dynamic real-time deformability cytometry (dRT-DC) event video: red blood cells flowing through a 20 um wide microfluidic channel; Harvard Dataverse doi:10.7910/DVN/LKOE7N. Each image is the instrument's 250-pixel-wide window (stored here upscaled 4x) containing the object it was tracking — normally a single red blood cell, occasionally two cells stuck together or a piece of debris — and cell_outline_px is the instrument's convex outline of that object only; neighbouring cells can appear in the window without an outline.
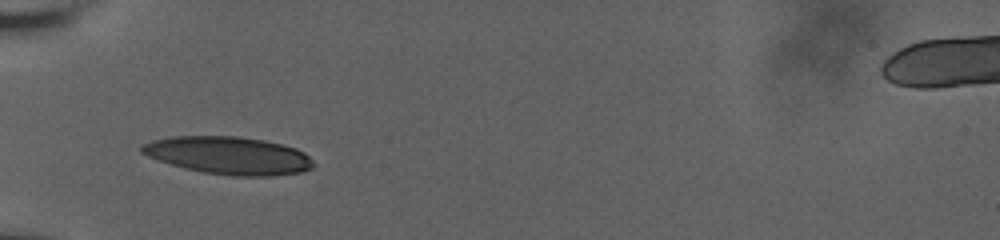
{"species": "human", "species_latin": "Homo sapiens", "temperature_condition": "room temperature", "stored_images_in_passage": 5, "camera_frame_rate_fps": 3000, "um_per_image_px": 0.085, "donor": {"sex": "male"}, "frame": {"image": 1, "passage_image": 4, "time_ms": 3.0, "image_size_px": [1000, 240], "cell_outline_px": [[316, 164], [312, 168], [300, 172], [272, 176], [232, 176], [204, 172], [184, 168], [148, 156], [140, 152], [140, 148], [144, 144], [152, 140], [172, 136], [236, 136], [264, 140], [296, 148], [304, 152]], "centroid_in_image_um": [19.45, 13.21], "position_along_channel_um": 65.5, "area_um2": 37.57}}
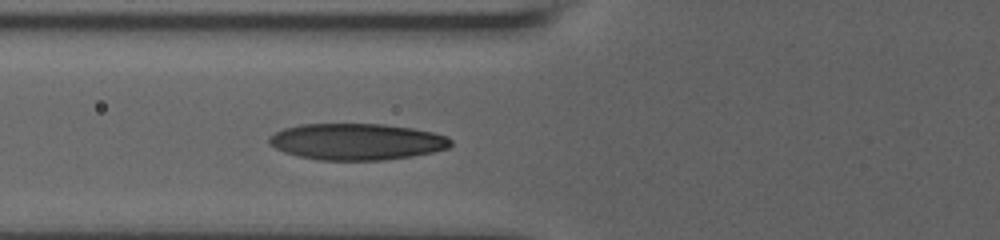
{"frame": {"image": 2, "passage_image": 5, "time_ms": 4.0, "image_size_px": [1000, 240], "cell_outline_px": [[452, 144], [448, 148], [432, 152], [412, 156], [384, 160], [320, 160], [296, 156], [284, 152], [268, 144], [268, 136], [284, 128], [300, 124], [384, 124], [412, 128], [432, 132], [448, 136], [452, 140]], "centroid_in_image_um": [30.31, 12.04], "position_along_channel_um": 95.5, "area_um2": 38.78}}